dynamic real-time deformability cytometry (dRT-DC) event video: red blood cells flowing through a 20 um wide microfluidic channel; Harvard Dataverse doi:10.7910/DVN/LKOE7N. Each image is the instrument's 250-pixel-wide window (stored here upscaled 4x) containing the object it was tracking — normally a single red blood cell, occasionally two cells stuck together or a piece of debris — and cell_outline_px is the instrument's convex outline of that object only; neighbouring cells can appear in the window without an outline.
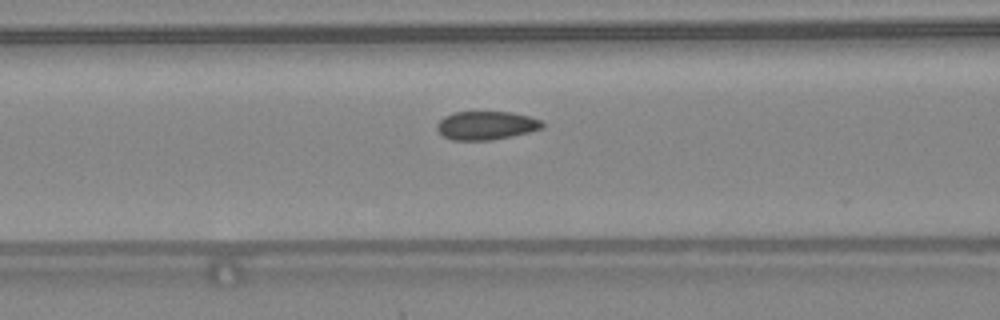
{"species": "common noctule bat (a hibernating species)", "species_latin": "Nyctalus noctula", "temperature_condition": "warm", "stored_images_in_passage": 31, "camera_frame_rate_fps": 3000, "um_per_image_px": 0.085, "animal": {"sex": "female", "body_mass_g": 24.6, "forearm_length_mm": 56.2}, "frame": {"image": 1, "passage_image": 9, "time_ms": 2.667, "image_size_px": [1000, 320], "cell_outline_px": [[544, 128], [512, 136], [492, 140], [452, 140], [444, 136], [436, 128], [436, 124], [444, 116], [452, 112], [512, 112], [528, 116], [540, 120], [544, 124]], "centroid_in_image_um": [41.32, 10.66], "position_along_channel_um": 125.3, "area_um2": 17.51}}
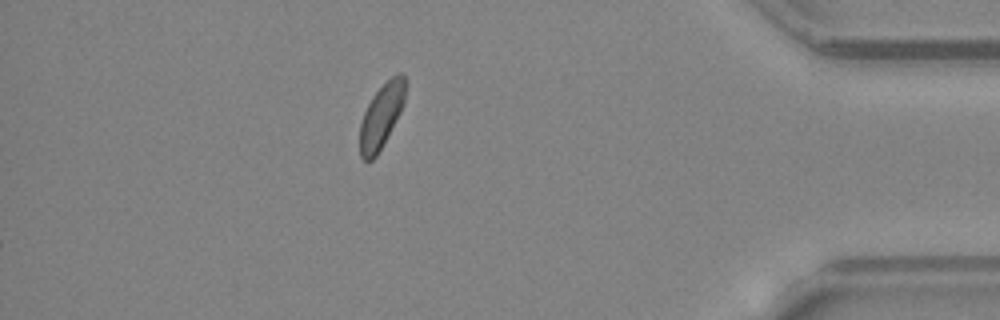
{"frame": {"image": 2, "passage_image": 31, "time_ms": 10.0, "image_size_px": [1000, 320], "cell_outline_px": [[404, 104], [400, 112], [376, 156], [372, 160], [364, 160], [360, 156], [360, 124], [364, 112], [372, 96], [396, 72], [400, 72], [404, 76]], "centroid_in_image_um": [32.39, 9.85], "position_along_channel_um": 402.8, "area_um2": 16.53}, "authors_computed_cell_mechanics": {"area_um2": 17.7446, "velocity_mm_per_s": 4.3592, "shape_relaxation_time_tau1_ms": 5.5166, "shape_relaxation_time_tau2_ms": null, "deformation_change_tau1": 0.0752, "deformation_change_tau2": null}}